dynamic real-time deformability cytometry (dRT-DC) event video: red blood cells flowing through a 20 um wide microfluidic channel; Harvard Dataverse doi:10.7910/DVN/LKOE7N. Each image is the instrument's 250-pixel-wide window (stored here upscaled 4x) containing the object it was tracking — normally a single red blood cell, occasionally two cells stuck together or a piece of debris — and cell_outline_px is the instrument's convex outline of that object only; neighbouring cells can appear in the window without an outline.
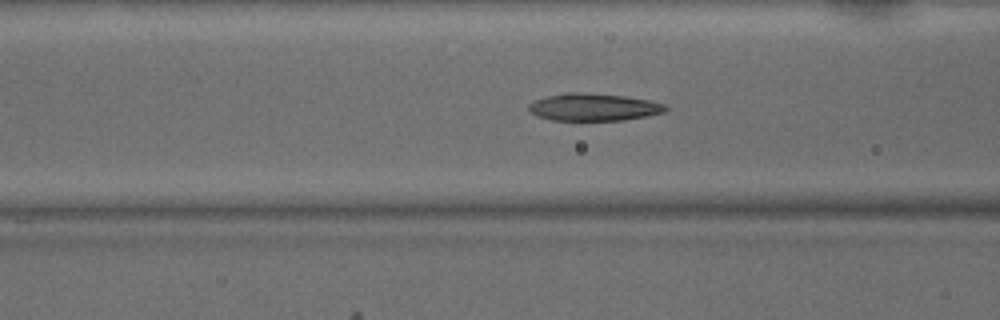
{"species": "common noctule bat (a hibernating species)", "species_latin": "Nyctalus noctula", "temperature_condition": "warm", "stored_images_in_passage": 49, "camera_frame_rate_fps": 3000, "um_per_image_px": 0.085, "animal": {"sex": "male", "body_mass_g": 15.6}, "frame": {"image": 1, "passage_image": 19, "time_ms": 6.0, "image_size_px": [1000, 320], "cell_outline_px": [[668, 108], [664, 112], [648, 116], [624, 120], [552, 120], [536, 116], [528, 112], [528, 104], [536, 100], [548, 96], [568, 92], [588, 92], [624, 96], [648, 100], [668, 104]], "centroid_in_image_um": [50.47, 9.1], "position_along_channel_um": 116.1, "area_um2": 22.02}}
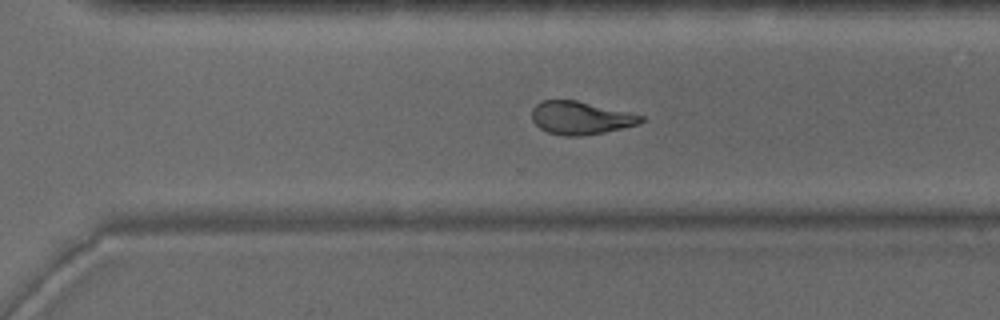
{"frame": {"image": 2, "passage_image": 34, "time_ms": 11.0, "image_size_px": [1000, 320], "cell_outline_px": [[644, 120], [640, 124], [604, 132], [580, 136], [564, 136], [548, 132], [540, 128], [532, 120], [532, 108], [536, 104], [544, 100], [576, 100], [628, 112], [644, 116]], "centroid_in_image_um": [49.34, 10.02], "position_along_channel_um": 321.3, "area_um2": 20.87}}
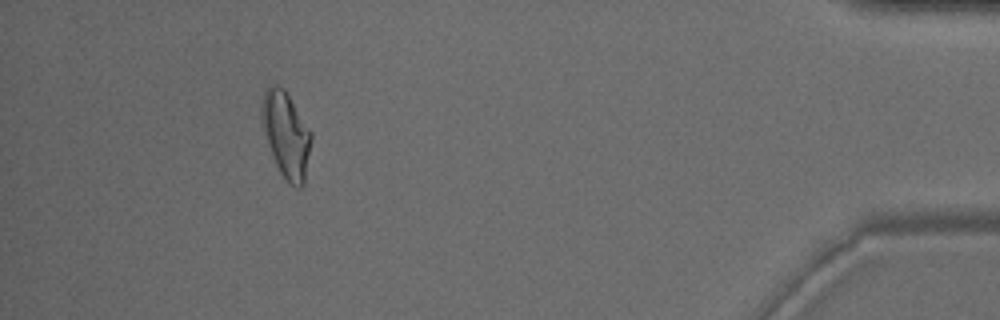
{"frame": {"image": 3, "passage_image": 45, "time_ms": 14.667, "image_size_px": [1000, 320], "cell_outline_px": [[312, 140], [304, 184], [300, 188], [296, 188], [288, 184], [280, 172], [276, 164], [268, 144], [264, 132], [260, 112], [260, 108], [264, 88], [268, 84], [272, 84], [284, 88], [312, 132]], "centroid_in_image_um": [24.32, 11.43], "position_along_channel_um": 410.9, "area_um2": 25.03}, "authors_computed_cell_mechanics": {"area_um2": 22.1374, "velocity_mm_per_s": 4.1032, "shape_relaxation_time_tau1_ms": 7.5583, "shape_relaxation_time_tau2_ms": 2.1829, "deformation_change_tau1": 0.2382, "deformation_change_tau2": 0.1081}}